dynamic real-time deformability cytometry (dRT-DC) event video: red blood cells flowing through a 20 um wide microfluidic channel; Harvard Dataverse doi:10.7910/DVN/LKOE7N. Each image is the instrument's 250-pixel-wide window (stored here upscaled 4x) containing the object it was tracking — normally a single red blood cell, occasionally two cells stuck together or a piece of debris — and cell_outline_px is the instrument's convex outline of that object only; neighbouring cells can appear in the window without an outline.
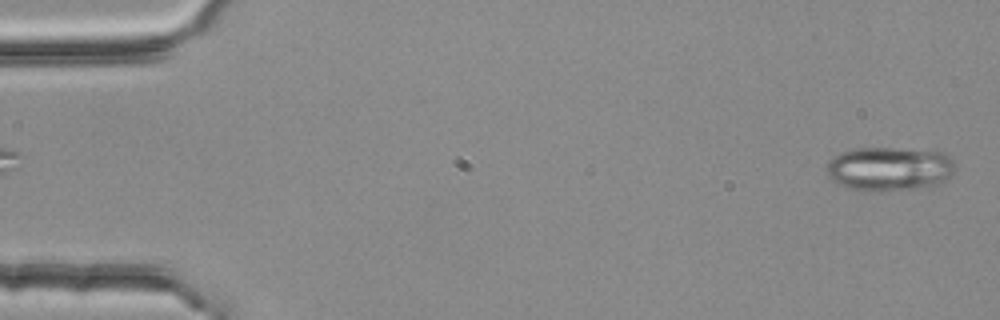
{"species": "common noctule bat (a hibernating species)", "species_latin": "Nyctalus noctula", "temperature_condition": "room temperature", "stored_images_in_passage": 3, "camera_frame_rate_fps": 3000, "um_per_image_px": 0.085, "animal": {"sex": "female", "body_mass_g": 25.1}, "frame": {"image": 1, "passage_image": 3, "time_ms": 0.667, "image_size_px": [1000, 320], "cell_outline_px": [[956, 168], [940, 184], [908, 188], [848, 188], [832, 180], [828, 176], [824, 168], [828, 160], [840, 152], [856, 148], [888, 148], [940, 152], [948, 156], [952, 160]], "centroid_in_image_um": [75.54, 14.3], "position_along_channel_um": 9.5, "area_um2": 31.85}}